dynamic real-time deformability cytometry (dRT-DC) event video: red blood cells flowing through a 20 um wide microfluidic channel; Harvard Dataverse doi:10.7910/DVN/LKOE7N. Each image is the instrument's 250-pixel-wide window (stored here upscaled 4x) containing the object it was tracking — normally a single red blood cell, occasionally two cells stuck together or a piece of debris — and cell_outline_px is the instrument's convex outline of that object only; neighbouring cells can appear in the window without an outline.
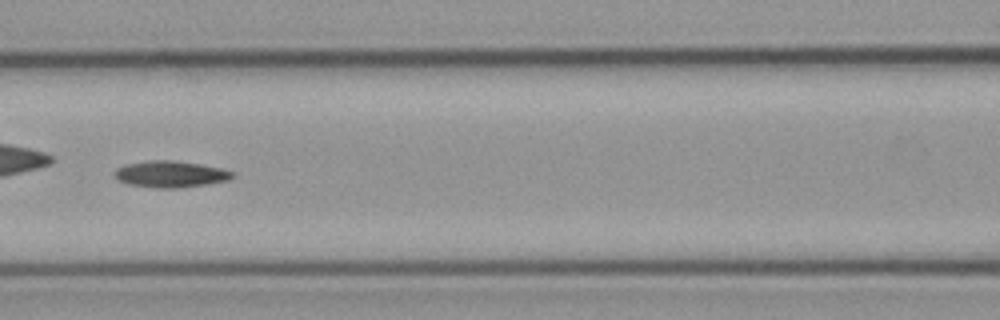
{"species": "common noctule bat (a hibernating species)", "species_latin": "Nyctalus noctula", "temperature_condition": "cold", "stored_images_in_passage": 9, "camera_frame_rate_fps": 3000, "um_per_image_px": 0.085, "animal": {"sex": "male", "body_mass_g": 23.1, "forearm_length_mm": 52.7}, "frame": {"image": 1, "passage_image": 7, "time_ms": 8.0, "image_size_px": [1000, 320], "cell_outline_px": [[232, 176], [228, 180], [204, 184], [176, 188], [160, 188], [128, 184], [120, 180], [116, 176], [116, 168], [128, 164], [148, 160], [172, 160], [200, 164], [220, 168], [232, 172]], "centroid_in_image_um": [14.48, 14.79], "position_along_channel_um": 152.1, "area_um2": 17.69}}
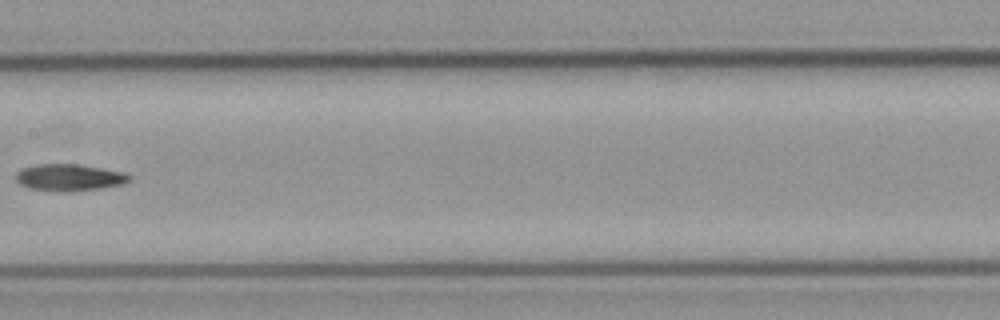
{"frame": {"image": 2, "passage_image": 8, "time_ms": 9.333, "image_size_px": [1000, 320], "cell_outline_px": [[132, 180], [120, 184], [100, 188], [68, 192], [28, 188], [20, 184], [16, 180], [16, 172], [24, 168], [36, 164], [76, 164], [124, 172], [132, 176]], "centroid_in_image_um": [5.88, 15.08], "position_along_channel_um": 201.5, "area_um2": 17.57}}
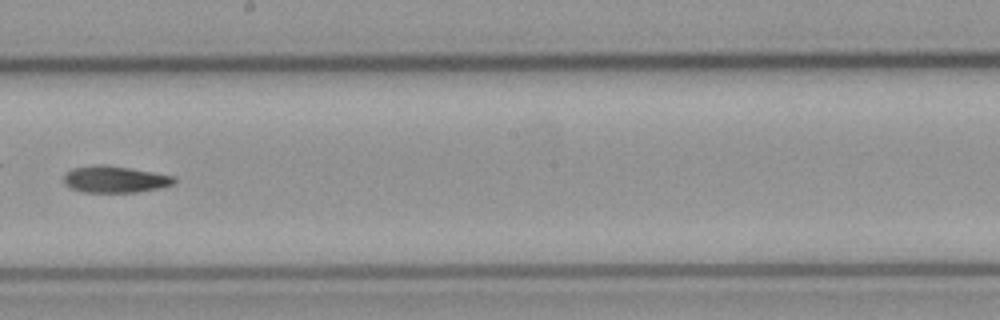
{"frame": {"image": 3, "passage_image": 9, "time_ms": 10.333, "image_size_px": [1000, 320], "cell_outline_px": [[176, 184], [160, 188], [136, 192], [84, 192], [72, 188], [64, 184], [64, 172], [72, 168], [96, 164], [104, 164], [152, 172], [172, 176], [176, 180]], "centroid_in_image_um": [9.74, 15.24], "position_along_channel_um": 238.5, "area_um2": 17.17}}